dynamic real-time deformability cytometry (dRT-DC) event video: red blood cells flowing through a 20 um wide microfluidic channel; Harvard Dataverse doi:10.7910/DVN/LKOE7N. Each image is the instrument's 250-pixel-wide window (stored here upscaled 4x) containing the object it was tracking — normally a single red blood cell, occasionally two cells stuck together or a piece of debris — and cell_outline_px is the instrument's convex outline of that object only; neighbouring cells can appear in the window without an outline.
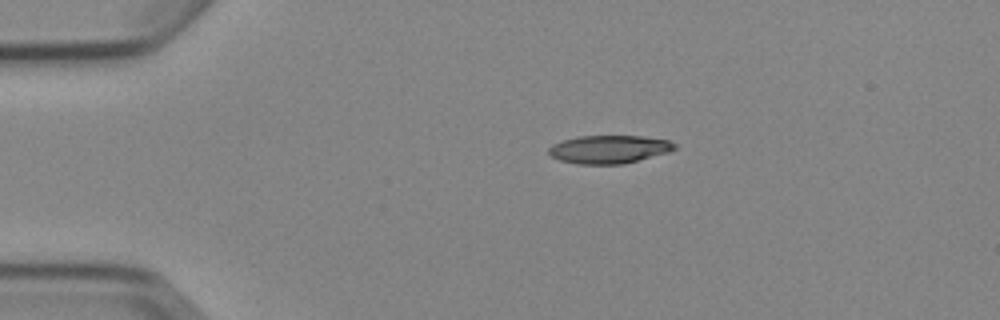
{"species": "Egyptian fruit bat (a non-hibernating species)", "species_latin": "Rousettus aegyptiacus", "temperature_condition": "cold", "stored_images_in_passage": 3, "camera_frame_rate_fps": 3000, "um_per_image_px": 0.085, "animal": {"sex": "female"}, "frame": {"image": 1, "passage_image": 1, "time_ms": 0.0, "image_size_px": [1000, 320], "cell_outline_px": [[676, 148], [668, 152], [624, 164], [580, 164], [560, 160], [552, 156], [548, 152], [548, 148], [552, 144], [564, 140], [580, 136], [644, 136], [668, 140], [676, 144]], "centroid_in_image_um": [51.78, 12.69], "position_along_channel_um": 33.2, "area_um2": 20.52}}
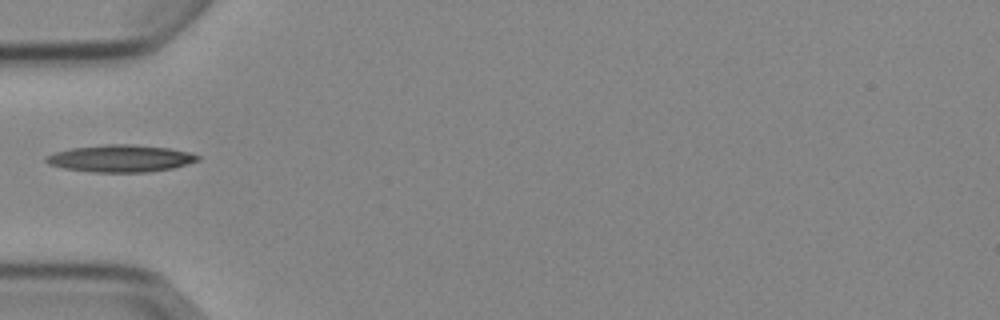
{"frame": {"image": 2, "passage_image": 3, "time_ms": 2.333, "image_size_px": [1000, 320], "cell_outline_px": [[200, 160], [172, 168], [148, 172], [92, 172], [64, 168], [48, 164], [44, 160], [44, 156], [56, 152], [72, 148], [104, 144], [132, 144], [168, 148], [192, 152], [200, 156]], "centroid_in_image_um": [10.25, 13.46], "position_along_channel_um": 74.8, "area_um2": 24.04}}